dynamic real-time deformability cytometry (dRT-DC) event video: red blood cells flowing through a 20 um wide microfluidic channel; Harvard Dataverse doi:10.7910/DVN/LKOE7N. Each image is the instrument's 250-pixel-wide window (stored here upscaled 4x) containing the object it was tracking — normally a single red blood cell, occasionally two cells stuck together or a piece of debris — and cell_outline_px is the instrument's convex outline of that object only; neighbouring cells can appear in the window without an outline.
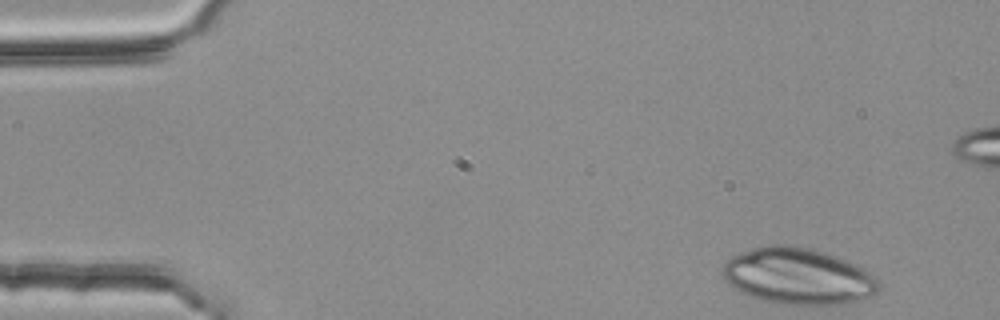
{"species": "common noctule bat (a hibernating species)", "species_latin": "Nyctalus noctula", "temperature_condition": "room temperature", "stored_images_in_passage": 46, "camera_frame_rate_fps": 3000, "um_per_image_px": 0.085, "animal": {"sex": "female", "body_mass_g": 25.1}, "frame": {"image": 1, "passage_image": 1, "time_ms": 0.0, "image_size_px": [1000, 320], "cell_outline_px": [[880, 288], [876, 292], [868, 296], [844, 304], [776, 304], [760, 300], [740, 292], [728, 284], [724, 280], [720, 272], [724, 264], [732, 256], [740, 252], [752, 248], [772, 244], [784, 244], [808, 248], [824, 252], [836, 256], [876, 276], [880, 284]], "centroid_in_image_um": [67.77, 23.48], "position_along_channel_um": 17.2, "area_um2": 51.15}}
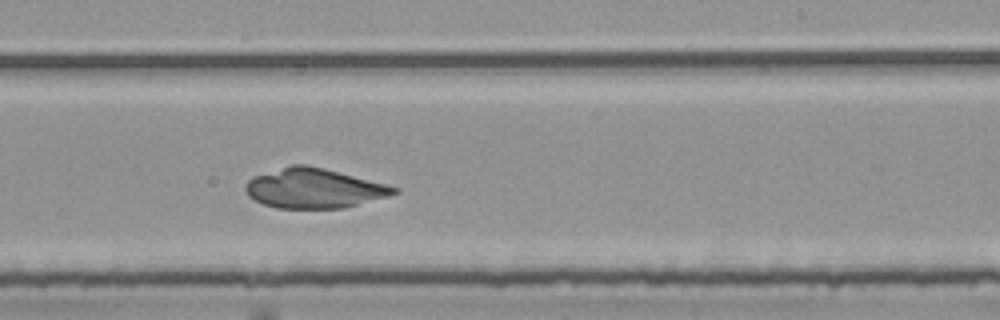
{"frame": {"image": 2, "passage_image": 29, "time_ms": 9.333, "image_size_px": [1000, 320], "cell_outline_px": [[400, 192], [388, 196], [344, 208], [276, 208], [264, 204], [248, 196], [244, 188], [244, 184], [252, 176], [292, 164], [304, 164], [324, 168], [400, 188]], "centroid_in_image_um": [26.66, 16.0], "position_along_channel_um": 262.3, "area_um2": 34.28}}
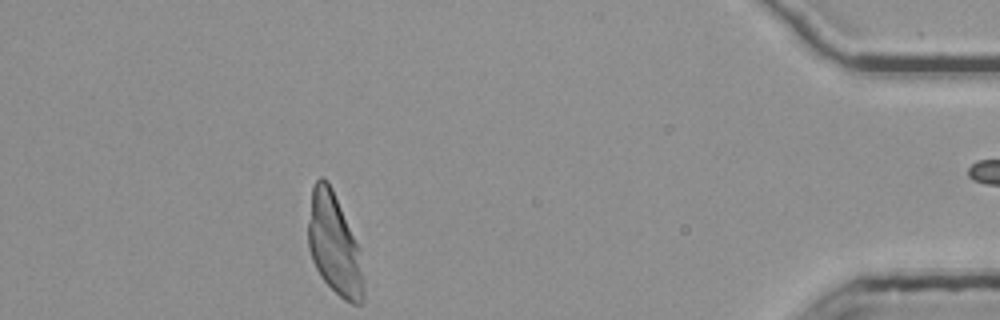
{"frame": {"image": 3, "passage_image": 45, "time_ms": 14.667, "image_size_px": [1000, 320], "cell_outline_px": [[364, 304], [352, 304], [344, 300], [320, 276], [312, 260], [308, 248], [308, 220], [312, 188], [316, 180], [320, 176], [328, 180], [332, 188], [360, 248], [364, 276]], "centroid_in_image_um": [28.43, 20.8], "position_along_channel_um": 406.8, "area_um2": 32.95}}